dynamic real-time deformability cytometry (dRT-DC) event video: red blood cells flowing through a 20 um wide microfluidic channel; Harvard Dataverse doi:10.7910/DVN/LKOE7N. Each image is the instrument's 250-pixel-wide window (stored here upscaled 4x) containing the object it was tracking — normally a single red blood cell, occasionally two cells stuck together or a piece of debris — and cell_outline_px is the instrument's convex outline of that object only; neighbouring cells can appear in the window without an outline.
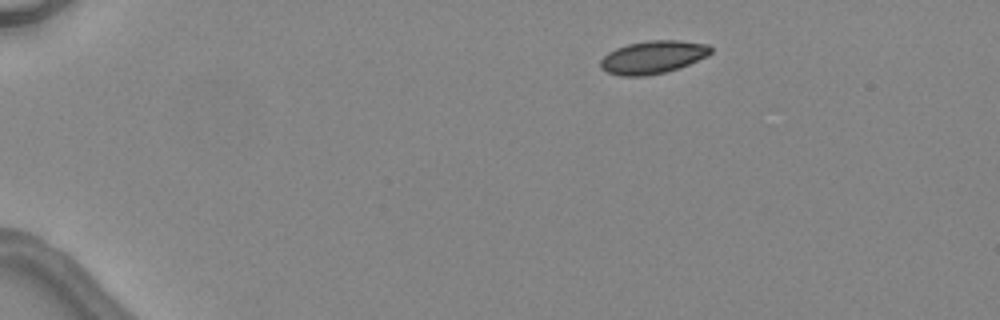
{"species": "common noctule bat (a hibernating species)", "species_latin": "Nyctalus noctula", "temperature_condition": "warm", "stored_images_in_passage": 4, "segment_of_instrument_passage": [1, 2], "camera_frame_rate_fps": 3000, "um_per_image_px": 0.085, "animal": {"sex": "female", "body_mass_g": 24.6, "forearm_length_mm": 56.2}, "frame": {"image": 1, "passage_image": 1, "time_ms": 0.0, "image_size_px": [1000, 320], "cell_outline_px": [[712, 52], [708, 56], [680, 68], [664, 72], [644, 76], [620, 76], [608, 72], [600, 68], [600, 60], [608, 52], [616, 48], [628, 44], [648, 40], [680, 40], [708, 44], [712, 48]], "centroid_in_image_um": [55.51, 4.85], "position_along_channel_um": 29.5, "area_um2": 21.27}}